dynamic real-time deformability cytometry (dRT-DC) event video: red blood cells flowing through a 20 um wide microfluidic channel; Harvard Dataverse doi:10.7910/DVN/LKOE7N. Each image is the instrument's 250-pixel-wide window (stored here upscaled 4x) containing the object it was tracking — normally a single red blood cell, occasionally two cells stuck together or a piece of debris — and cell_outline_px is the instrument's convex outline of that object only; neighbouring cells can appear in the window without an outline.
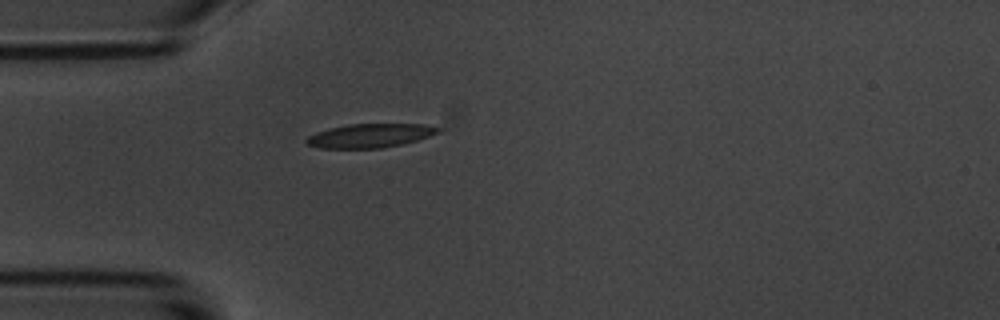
{"species": "common noctule bat (a hibernating species)", "species_latin": "Nyctalus noctula", "temperature_condition": "room temperature", "stored_images_in_passage": 42, "camera_frame_rate_fps": 3000, "um_per_image_px": 0.085, "animal": {"sex": "male", "body_mass_g": 20.1, "forearm_length_mm": 53.5}, "frame": {"image": 1, "passage_image": 1, "time_ms": 0.0, "image_size_px": [1000, 320], "cell_outline_px": [[444, 128], [440, 132], [416, 140], [400, 144], [380, 148], [320, 148], [308, 144], [304, 140], [308, 136], [316, 132], [328, 128], [348, 124], [424, 124]], "centroid_in_image_um": [31.45, 11.52], "position_along_channel_um": 53.6, "area_um2": 18.26}}
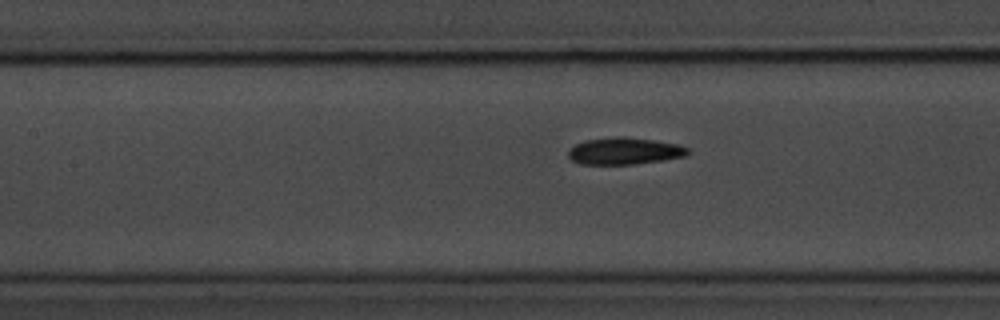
{"frame": {"image": 2, "passage_image": 10, "time_ms": 3.0, "image_size_px": [1000, 320], "cell_outline_px": [[692, 152], [684, 156], [664, 160], [632, 164], [580, 164], [572, 160], [568, 156], [568, 148], [584, 140], [616, 136], [624, 136], [656, 140], [680, 144], [688, 148]], "centroid_in_image_um": [53.09, 12.82], "position_along_channel_um": 154.3, "area_um2": 19.02}}
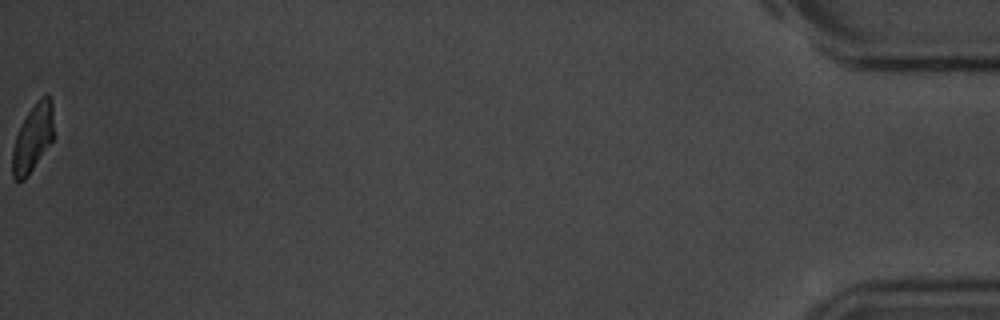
{"frame": {"image": 3, "passage_image": 42, "time_ms": 13.667, "image_size_px": [1000, 320], "cell_outline_px": [[56, 136], [28, 176], [24, 180], [16, 180], [12, 176], [12, 148], [16, 136], [28, 112], [36, 100], [40, 96], [48, 92], [52, 100]], "centroid_in_image_um": [2.85, 11.68], "position_along_channel_um": 432.4, "area_um2": 16.82}, "authors_computed_cell_mechanics": {"area_um2": 18.5827, "velocity_mm_per_s": 3.5595, "shape_relaxation_time_tau1_ms": 4.0511, "shape_relaxation_time_tau2_ms": 5.4253, "deformation_change_tau1": 0.1432, "deformation_change_tau2": 0.0985}}